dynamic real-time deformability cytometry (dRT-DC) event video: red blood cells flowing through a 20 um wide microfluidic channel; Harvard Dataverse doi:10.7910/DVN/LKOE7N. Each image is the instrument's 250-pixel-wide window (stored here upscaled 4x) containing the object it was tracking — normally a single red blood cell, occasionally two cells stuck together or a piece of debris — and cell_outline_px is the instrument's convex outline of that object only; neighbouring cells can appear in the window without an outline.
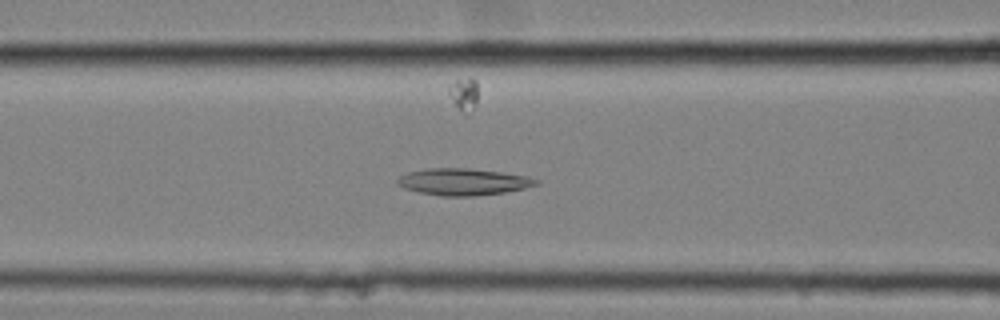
{"species": "common noctule bat (a hibernating species)", "species_latin": "Nyctalus noctula", "temperature_condition": "cold", "stored_images_in_passage": 42, "camera_frame_rate_fps": 3000, "um_per_image_px": 0.085, "animal": {"sex": "female", "body_mass_g": 25.1}, "frame": {"image": 1, "passage_image": 9, "time_ms": 2.667, "image_size_px": [1000, 320], "cell_outline_px": [[540, 184], [524, 188], [504, 192], [476, 196], [440, 196], [420, 192], [404, 188], [396, 184], [396, 180], [400, 176], [408, 172], [424, 168], [468, 168], [500, 172], [528, 176], [540, 180]], "centroid_in_image_um": [39.37, 15.45], "position_along_channel_um": 127.2, "area_um2": 21.73}}
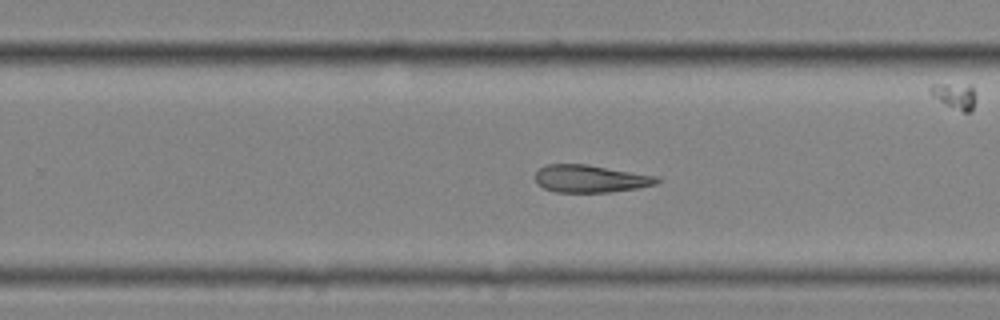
{"frame": {"image": 2, "passage_image": 22, "time_ms": 7.0, "image_size_px": [1000, 320], "cell_outline_px": [[660, 180], [656, 184], [636, 188], [612, 192], [556, 192], [544, 188], [536, 184], [536, 172], [540, 168], [548, 164], [588, 164], [660, 176]], "centroid_in_image_um": [50.21, 15.18], "position_along_channel_um": 279.6, "area_um2": 19.65}}
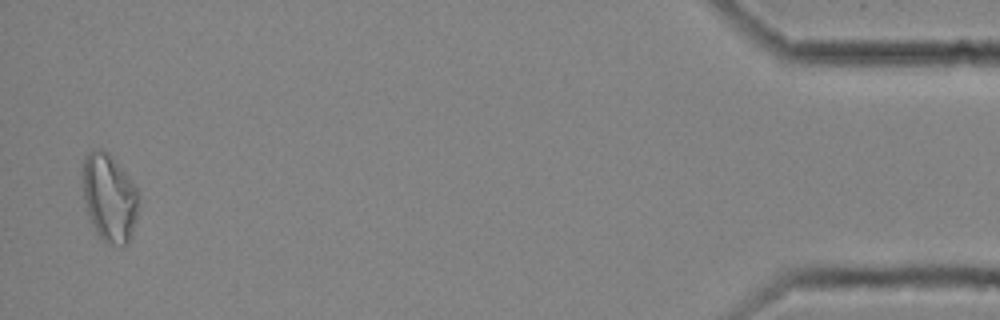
{"frame": {"image": 3, "passage_image": 41, "time_ms": 13.333, "image_size_px": [1000, 320], "cell_outline_px": [[140, 208], [132, 236], [128, 244], [124, 248], [108, 244], [96, 236], [88, 220], [84, 200], [80, 172], [84, 156], [88, 152], [96, 148], [100, 148], [108, 152], [128, 176], [136, 188]], "centroid_in_image_um": [9.26, 16.86], "position_along_channel_um": 425.9, "area_um2": 30.0}}